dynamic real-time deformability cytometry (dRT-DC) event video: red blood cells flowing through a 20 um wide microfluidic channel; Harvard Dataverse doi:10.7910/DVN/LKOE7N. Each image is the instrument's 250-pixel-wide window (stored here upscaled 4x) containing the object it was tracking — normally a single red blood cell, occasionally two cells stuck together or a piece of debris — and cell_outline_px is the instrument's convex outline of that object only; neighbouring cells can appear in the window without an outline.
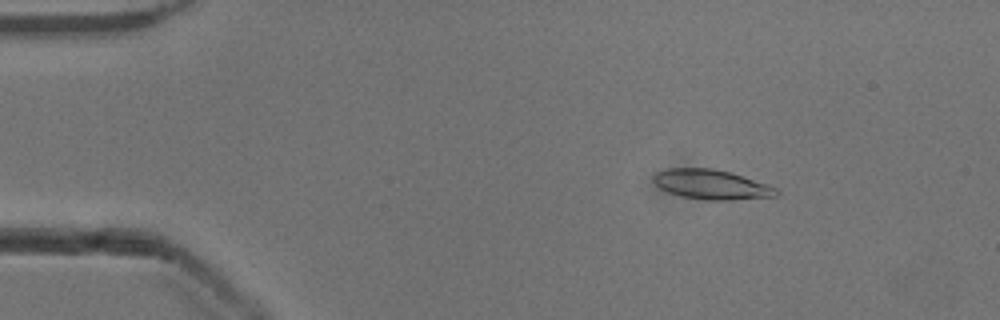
{"species": "common noctule bat (a hibernating species)", "species_latin": "Nyctalus noctula", "temperature_condition": "cold", "stored_images_in_passage": 53, "camera_frame_rate_fps": 3000, "um_per_image_px": 0.085, "animal": {"sex": "male", "body_mass_g": 13.3}, "frame": {"image": 1, "passage_image": 8, "time_ms": 2.333, "image_size_px": [1000, 320], "cell_outline_px": [[780, 192], [776, 196], [732, 200], [704, 200], [684, 196], [668, 192], [660, 188], [652, 180], [652, 176], [656, 172], [668, 168], [712, 168], [732, 172], [768, 184], [776, 188]], "centroid_in_image_um": [60.48, 15.67], "position_along_channel_um": 24.5, "area_um2": 21.39}}
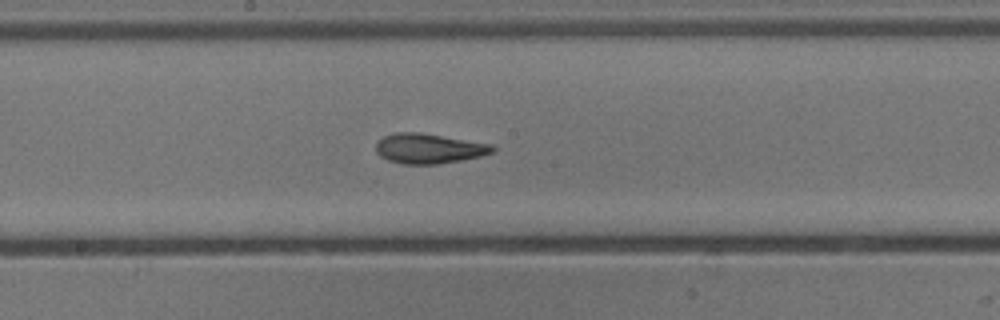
{"frame": {"image": 2, "passage_image": 28, "time_ms": 9.0, "image_size_px": [1000, 320], "cell_outline_px": [[496, 152], [480, 156], [460, 160], [436, 164], [400, 164], [388, 160], [380, 156], [376, 152], [376, 144], [384, 136], [396, 132], [420, 132], [492, 144], [496, 148]], "centroid_in_image_um": [36.46, 12.62], "position_along_channel_um": 211.7, "area_um2": 20.4}}
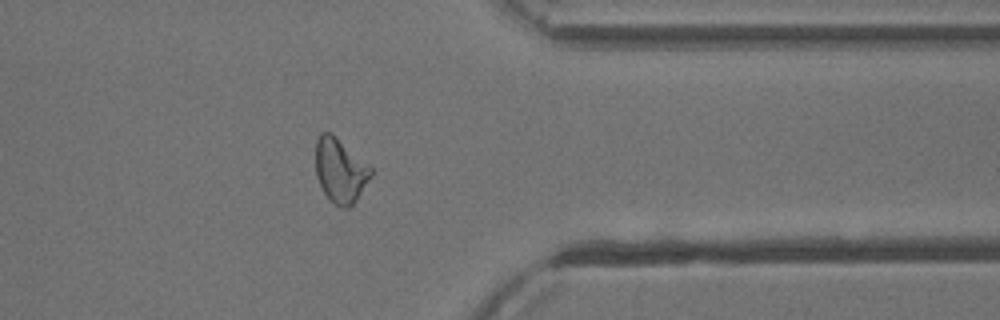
{"frame": {"image": 3, "passage_image": 42, "time_ms": 13.667, "image_size_px": [1000, 320], "cell_outline_px": [[372, 176], [356, 200], [348, 208], [344, 208], [336, 204], [324, 192], [316, 176], [316, 140], [320, 132], [332, 132], [372, 168]], "centroid_in_image_um": [28.92, 14.46], "position_along_channel_um": 382.5, "area_um2": 20.52}, "authors_computed_cell_mechanics": {"area_um2": 20.6346, "velocity_mm_per_s": 3.9038, "shape_relaxation_time_tau1_ms": 4.5838, "shape_relaxation_time_tau2_ms": 2.0851, "deformation_change_tau1": 0.1628, "deformation_change_tau2": 0.1022}}